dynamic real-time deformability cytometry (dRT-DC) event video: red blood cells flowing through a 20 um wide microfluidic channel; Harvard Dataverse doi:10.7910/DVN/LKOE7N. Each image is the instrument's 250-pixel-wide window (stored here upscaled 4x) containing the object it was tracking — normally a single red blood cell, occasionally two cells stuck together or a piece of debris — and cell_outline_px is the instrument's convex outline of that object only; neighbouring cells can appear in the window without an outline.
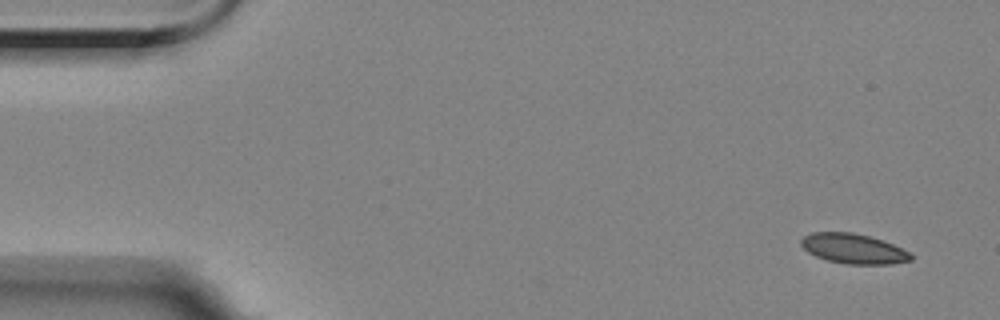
{"species": "Egyptian fruit bat (a non-hibernating species)", "species_latin": "Rousettus aegyptiacus", "temperature_condition": "room temperature", "stored_images_in_passage": 3, "segment_of_instrument_passage": [2, 2], "camera_frame_rate_fps": 3000, "um_per_image_px": 0.085, "animal": {"sex": "female"}, "frame": {"image": 1, "passage_image": 3, "time_ms": 4.667, "image_size_px": [1000, 320], "cell_outline_px": [[912, 260], [892, 264], [844, 264], [828, 260], [816, 256], [808, 252], [800, 244], [800, 240], [804, 236], [812, 232], [852, 232], [868, 236], [892, 244], [908, 252], [912, 256]], "centroid_in_image_um": [72.51, 21.14], "position_along_channel_um": 12.5, "area_um2": 18.96}}